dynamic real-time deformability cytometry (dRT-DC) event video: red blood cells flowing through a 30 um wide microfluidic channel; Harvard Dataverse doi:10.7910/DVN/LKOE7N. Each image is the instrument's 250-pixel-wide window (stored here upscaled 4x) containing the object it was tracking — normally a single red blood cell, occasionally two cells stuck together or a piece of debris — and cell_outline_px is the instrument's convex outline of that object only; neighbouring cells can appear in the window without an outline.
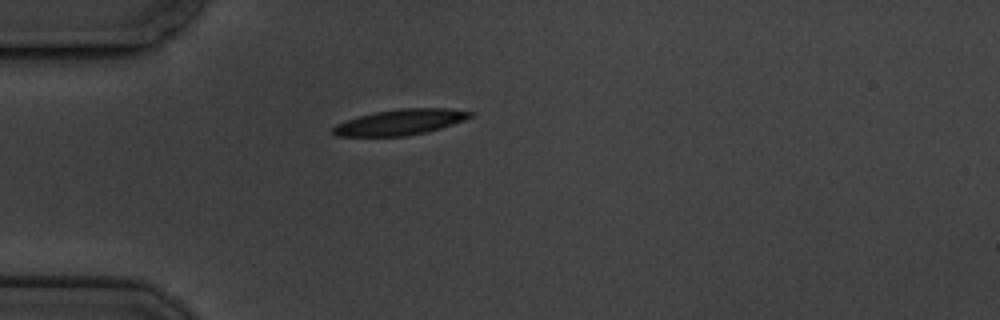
{"species": "common noctule bat (a hibernating species)", "species_latin": "Nyctalus noctula", "temperature_condition": "cold", "stored_images_in_passage": 1, "camera_frame_rate_fps": 3000, "um_per_image_px": 0.085, "animal": {"sex": "male", "body_mass_g": 19.5, "forearm_length_mm": 54.6}, "frame": {"image": 1, "passage_image": 1, "time_ms": 0.0, "image_size_px": [1000, 320], "cell_outline_px": [[476, 112], [472, 116], [464, 120], [440, 128], [424, 132], [404, 136], [336, 136], [332, 132], [332, 128], [336, 124], [344, 120], [372, 112], [400, 108], [448, 108]], "centroid_in_image_um": [34.0, 10.37], "position_along_channel_um": 51.0, "area_um2": 20.58}}